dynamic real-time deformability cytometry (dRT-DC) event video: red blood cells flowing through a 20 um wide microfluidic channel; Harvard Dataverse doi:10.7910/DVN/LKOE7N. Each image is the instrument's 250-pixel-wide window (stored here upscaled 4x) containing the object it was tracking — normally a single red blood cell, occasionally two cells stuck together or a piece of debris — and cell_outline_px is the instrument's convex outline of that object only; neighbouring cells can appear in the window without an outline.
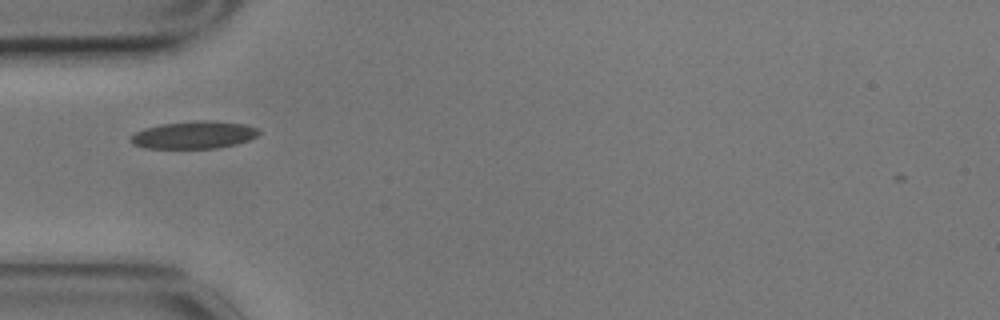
{"species": "common noctule bat (a hibernating species)", "species_latin": "Nyctalus noctula", "temperature_condition": "cold", "stored_images_in_passage": 24, "camera_frame_rate_fps": 3000, "um_per_image_px": 0.085, "animal": {"sex": "male", "body_mass_g": 17.9}, "frame": {"image": 1, "passage_image": 1, "time_ms": 0.0, "image_size_px": [1000, 320], "cell_outline_px": [[260, 132], [256, 136], [248, 140], [236, 144], [216, 148], [144, 148], [132, 144], [128, 140], [136, 132], [144, 128], [160, 124], [196, 120], [216, 120], [244, 124], [256, 128]], "centroid_in_image_um": [16.46, 11.46], "position_along_channel_um": 68.5, "area_um2": 20.63}}